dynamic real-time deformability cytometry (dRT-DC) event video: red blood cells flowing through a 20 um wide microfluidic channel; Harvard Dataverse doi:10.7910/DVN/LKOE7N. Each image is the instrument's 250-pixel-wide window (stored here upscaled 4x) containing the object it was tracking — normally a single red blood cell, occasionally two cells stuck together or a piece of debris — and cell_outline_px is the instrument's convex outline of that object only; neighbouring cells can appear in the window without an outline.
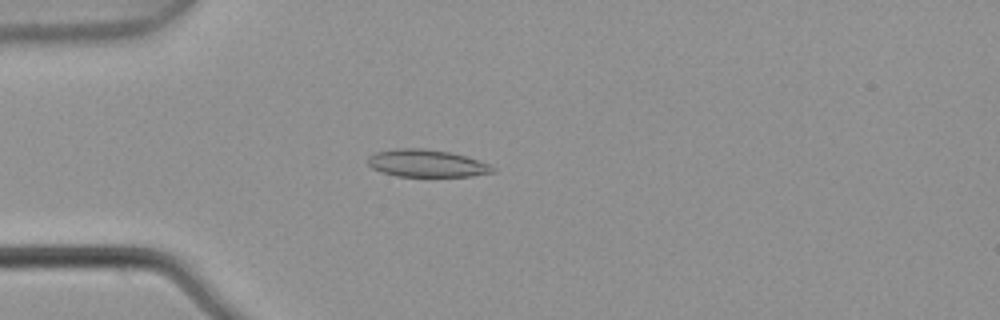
{"species": "common noctule bat (a hibernating species)", "species_latin": "Nyctalus noctula", "temperature_condition": "warm", "stored_images_in_passage": 6, "camera_frame_rate_fps": 3000, "um_per_image_px": 0.085, "animal": {"sex": "male", "body_mass_g": 21.5, "forearm_length_mm": 52.0}, "frame": {"image": 1, "passage_image": 5, "time_ms": 1.333, "image_size_px": [1000, 320], "cell_outline_px": [[496, 172], [472, 176], [396, 176], [372, 168], [368, 164], [368, 156], [376, 152], [396, 148], [424, 148], [448, 152], [464, 156], [488, 164], [496, 168]], "centroid_in_image_um": [36.26, 13.88], "position_along_channel_um": 48.7, "area_um2": 19.77}}